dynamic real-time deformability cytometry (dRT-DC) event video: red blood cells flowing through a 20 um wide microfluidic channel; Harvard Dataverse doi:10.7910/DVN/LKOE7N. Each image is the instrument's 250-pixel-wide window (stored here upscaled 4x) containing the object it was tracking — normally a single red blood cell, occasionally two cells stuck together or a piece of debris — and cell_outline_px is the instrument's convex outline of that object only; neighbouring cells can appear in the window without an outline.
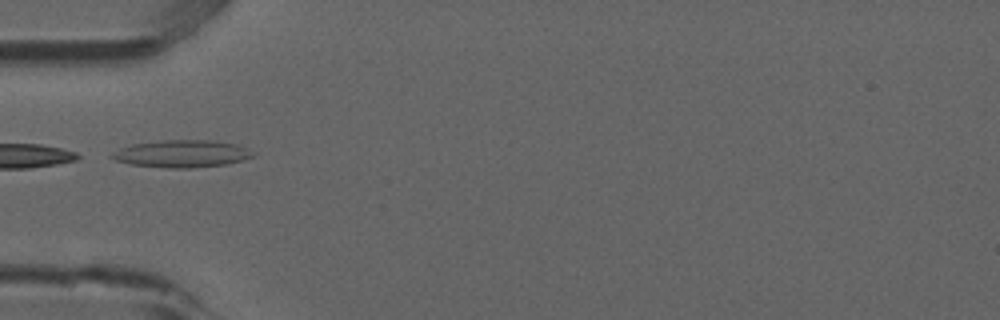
{"species": "common noctule bat (a hibernating species)", "species_latin": "Nyctalus noctula", "temperature_condition": "room temperature", "stored_images_in_passage": 4, "camera_frame_rate_fps": 3000, "um_per_image_px": 0.085, "animal": {"sex": "male", "forearm_length_mm": 52.5}, "frame": {"image": 1, "passage_image": 2, "time_ms": 0.333, "image_size_px": [1000, 320], "cell_outline_px": [[256, 156], [224, 164], [192, 168], [168, 168], [132, 164], [116, 160], [108, 156], [112, 152], [120, 148], [132, 144], [160, 140], [216, 140], [236, 144], [256, 152]], "centroid_in_image_um": [15.46, 13.05], "position_along_channel_um": 69.5, "area_um2": 22.48}}
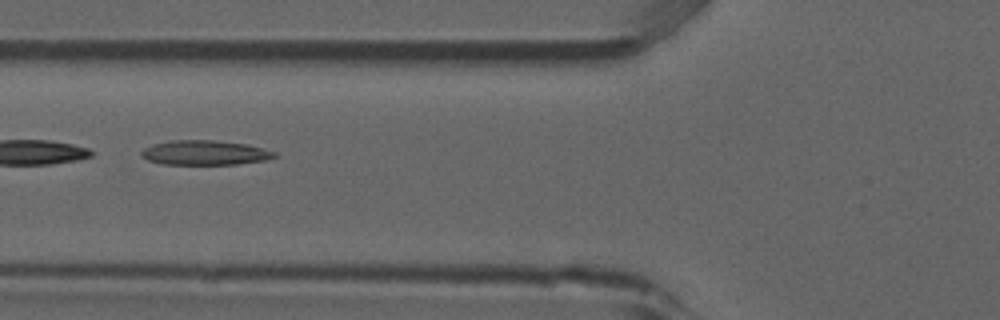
{"frame": {"image": 2, "passage_image": 3, "time_ms": 0.667, "image_size_px": [1000, 320], "cell_outline_px": [[276, 156], [264, 160], [236, 164], [164, 164], [148, 160], [140, 156], [140, 152], [144, 148], [152, 144], [172, 140], [212, 140], [248, 144], [276, 152]], "centroid_in_image_um": [17.38, 12.97], "position_along_channel_um": 108.4, "area_um2": 19.02}}
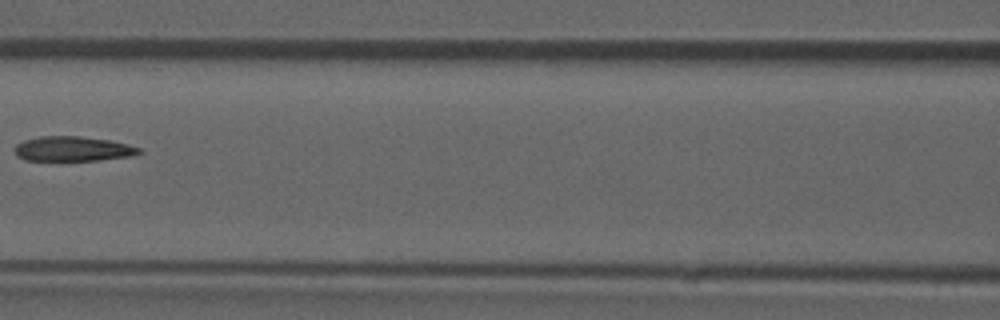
{"frame": {"image": 3, "passage_image": 4, "time_ms": 1.0, "image_size_px": [1000, 320], "cell_outline_px": [[140, 152], [128, 156], [100, 160], [24, 160], [16, 156], [16, 144], [24, 140], [40, 136], [80, 136], [112, 140], [128, 144], [140, 148]], "centroid_in_image_um": [6.17, 12.64], "position_along_channel_um": 160.4, "area_um2": 17.86}}